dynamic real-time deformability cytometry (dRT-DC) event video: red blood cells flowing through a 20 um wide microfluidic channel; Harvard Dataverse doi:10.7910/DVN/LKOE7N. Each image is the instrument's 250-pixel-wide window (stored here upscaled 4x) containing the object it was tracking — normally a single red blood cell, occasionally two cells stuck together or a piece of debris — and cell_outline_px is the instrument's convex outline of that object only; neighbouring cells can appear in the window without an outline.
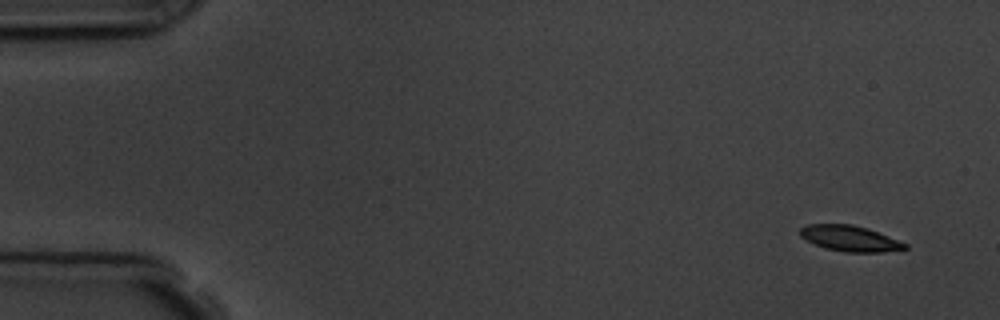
{"species": "common noctule bat (a hibernating species)", "species_latin": "Nyctalus noctula", "temperature_condition": "room temperature", "stored_images_in_passage": 6, "camera_frame_rate_fps": 3000, "um_per_image_px": 0.085, "animal": {"sex": "male", "body_mass_g": 19.5, "forearm_length_mm": 54.6}, "frame": {"image": 1, "passage_image": 1, "time_ms": 0.0, "image_size_px": [1000, 320], "cell_outline_px": [[908, 248], [884, 252], [844, 252], [824, 248], [800, 236], [800, 228], [808, 224], [852, 224], [868, 228], [908, 244]], "centroid_in_image_um": [72.26, 20.26], "position_along_channel_um": 12.7, "area_um2": 15.66}}